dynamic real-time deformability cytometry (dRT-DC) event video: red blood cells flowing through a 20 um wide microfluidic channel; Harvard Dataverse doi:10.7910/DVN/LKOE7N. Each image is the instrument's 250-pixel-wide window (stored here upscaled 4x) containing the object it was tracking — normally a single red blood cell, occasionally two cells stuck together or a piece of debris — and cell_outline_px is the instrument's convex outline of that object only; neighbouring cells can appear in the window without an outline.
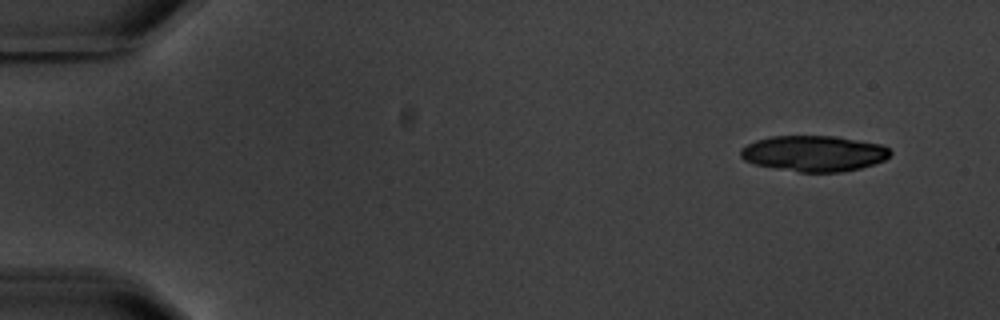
{"species": "common noctule bat (a hibernating species)", "species_latin": "Nyctalus noctula", "temperature_condition": "warm", "stored_images_in_passage": 8, "camera_frame_rate_fps": 3000, "um_per_image_px": 0.085, "animal": {"sex": "male", "body_mass_g": 20.1, "forearm_length_mm": 53.5}, "frame": {"image": 1, "passage_image": 1, "time_ms": 0.0, "image_size_px": [1000, 320], "cell_outline_px": [[892, 152], [884, 160], [860, 168], [840, 172], [800, 172], [756, 164], [744, 160], [740, 156], [740, 148], [756, 140], [772, 136], [836, 136], [880, 144], [888, 148]], "centroid_in_image_um": [69.17, 13.03], "position_along_channel_um": 15.8, "area_um2": 30.98}}
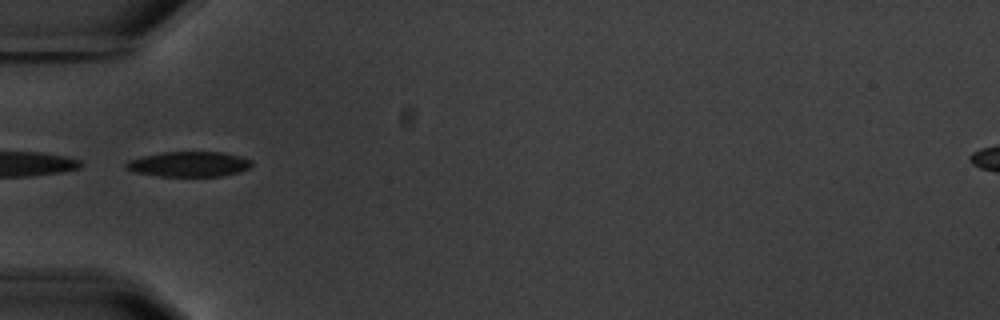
{"frame": {"image": 2, "passage_image": 5, "time_ms": 5.0, "image_size_px": [1000, 320], "cell_outline_px": [[252, 164], [248, 168], [240, 172], [220, 176], [160, 176], [136, 172], [124, 168], [124, 164], [128, 160], [144, 156], [164, 152], [224, 152], [240, 156], [252, 160]], "centroid_in_image_um": [16.07, 13.95], "position_along_channel_um": 68.9, "area_um2": 18.38}}